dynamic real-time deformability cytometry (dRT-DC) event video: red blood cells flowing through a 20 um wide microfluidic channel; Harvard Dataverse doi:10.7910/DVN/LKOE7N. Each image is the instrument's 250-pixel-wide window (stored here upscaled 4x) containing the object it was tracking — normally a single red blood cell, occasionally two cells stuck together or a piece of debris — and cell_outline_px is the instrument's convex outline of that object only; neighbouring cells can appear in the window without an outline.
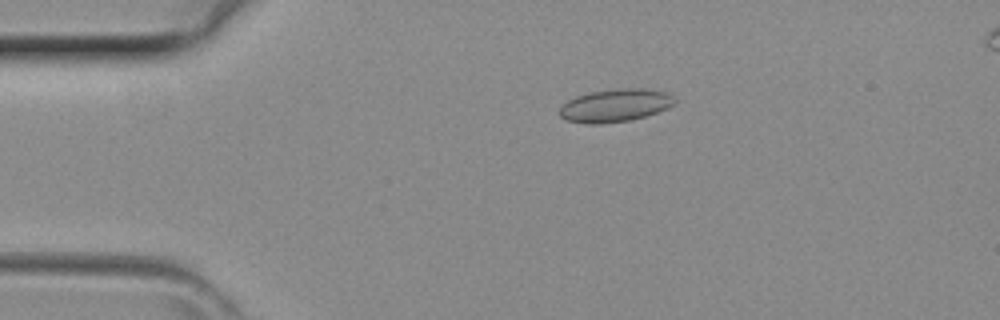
{"species": "common noctule bat (a hibernating species)", "species_latin": "Nyctalus noctula", "temperature_condition": "room temperature", "stored_images_in_passage": 42, "camera_frame_rate_fps": 3000, "um_per_image_px": 0.085, "animal": {"sex": "female", "body_mass_g": 29.2, "forearm_length_mm": 56.3}, "frame": {"image": 1, "passage_image": 9, "time_ms": 2.667, "image_size_px": [1000, 320], "cell_outline_px": [[676, 100], [672, 104], [656, 112], [644, 116], [628, 120], [600, 124], [584, 124], [568, 120], [560, 116], [560, 108], [568, 100], [576, 96], [592, 92], [620, 88], [640, 88], [668, 92]], "centroid_in_image_um": [52.26, 8.96], "position_along_channel_um": 32.7, "area_um2": 21.68}}
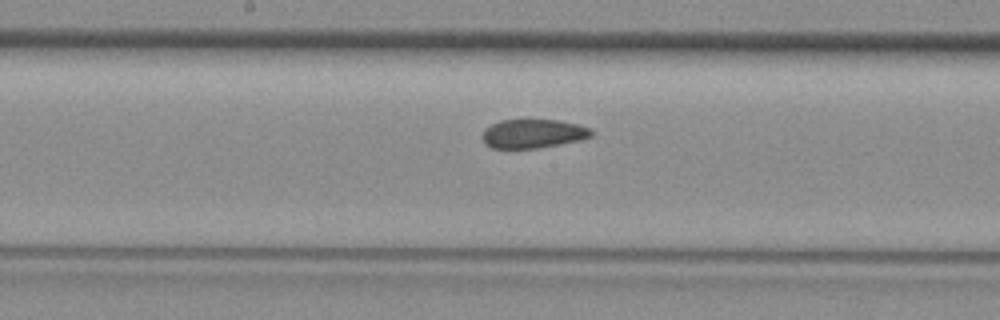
{"frame": {"image": 2, "passage_image": 22, "time_ms": 7.0, "image_size_px": [1000, 320], "cell_outline_px": [[592, 136], [580, 140], [536, 148], [492, 148], [484, 144], [484, 128], [500, 120], [528, 116], [560, 120], [592, 128]], "centroid_in_image_um": [45.3, 11.3], "position_along_channel_um": 202.9, "area_um2": 19.07}}
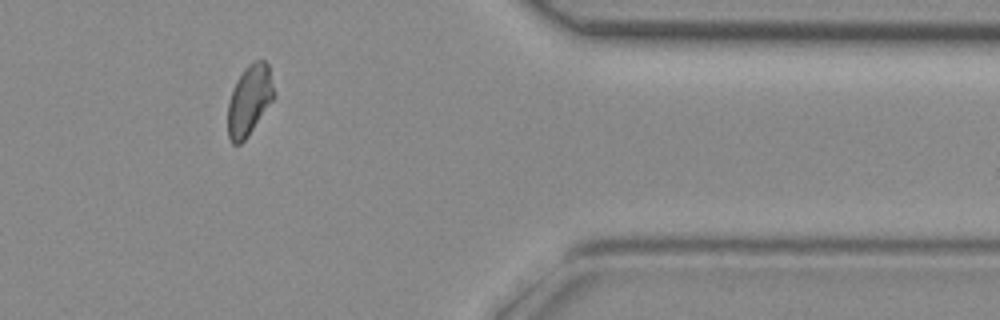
{"frame": {"image": 3, "passage_image": 35, "time_ms": 11.333, "image_size_px": [1000, 320], "cell_outline_px": [[276, 96], [248, 136], [240, 144], [232, 144], [228, 136], [228, 104], [236, 80], [244, 68], [248, 64], [256, 60], [264, 60], [268, 64]], "centroid_in_image_um": [21.21, 8.51], "position_along_channel_um": 390.2, "area_um2": 18.96}}